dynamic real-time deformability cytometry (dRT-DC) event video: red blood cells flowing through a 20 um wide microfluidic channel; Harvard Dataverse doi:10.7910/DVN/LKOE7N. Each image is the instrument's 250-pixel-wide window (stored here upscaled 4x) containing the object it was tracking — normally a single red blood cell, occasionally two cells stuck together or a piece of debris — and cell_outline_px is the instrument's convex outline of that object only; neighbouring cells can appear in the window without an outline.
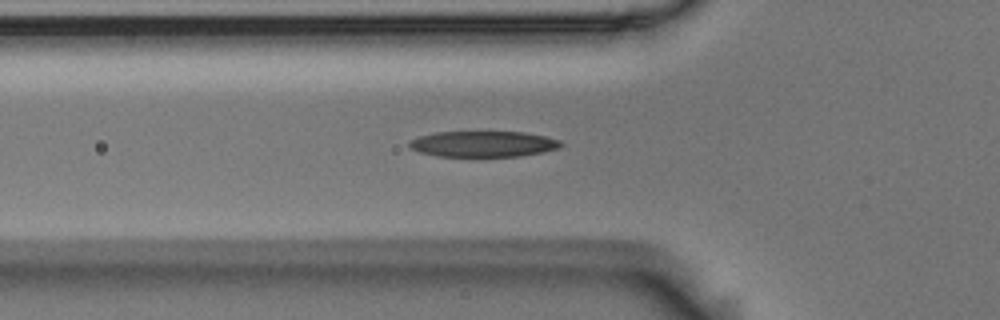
{"species": "Egyptian fruit bat (a non-hibernating species)", "species_latin": "Rousettus aegyptiacus", "temperature_condition": "room temperature", "stored_images_in_passage": 34, "camera_frame_rate_fps": 3000, "um_per_image_px": 0.085, "animal": {"sex": "male"}, "frame": {"image": 1, "passage_image": 2, "time_ms": 0.333, "image_size_px": [1000, 320], "cell_outline_px": [[564, 144], [556, 148], [544, 152], [520, 156], [436, 156], [420, 152], [412, 148], [408, 144], [408, 140], [420, 136], [436, 132], [524, 132], [544, 136], [560, 140]], "centroid_in_image_um": [41.07, 12.23], "position_along_channel_um": 84.7, "area_um2": 22.72}}
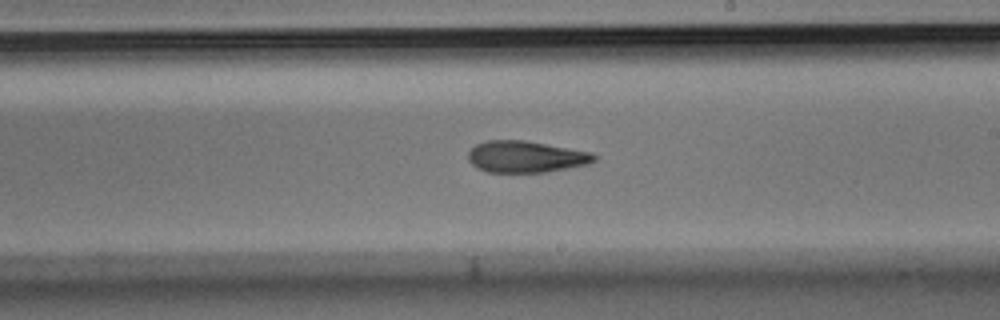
{"frame": {"image": 2, "passage_image": 15, "time_ms": 4.667, "image_size_px": [1000, 320], "cell_outline_px": [[596, 160], [588, 164], [544, 172], [488, 172], [476, 168], [468, 160], [468, 152], [476, 144], [488, 140], [524, 140], [592, 152], [596, 156]], "centroid_in_image_um": [44.67, 13.32], "position_along_channel_um": 244.3, "area_um2": 23.12}}
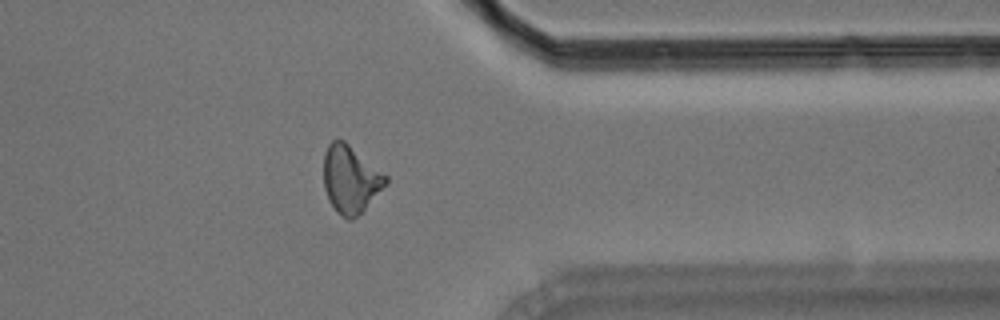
{"frame": {"image": 3, "passage_image": 27, "time_ms": 8.667, "image_size_px": [1000, 320], "cell_outline_px": [[388, 184], [352, 220], [348, 220], [340, 216], [336, 212], [328, 200], [324, 188], [324, 152], [328, 144], [332, 140], [344, 140], [388, 176]], "centroid_in_image_um": [29.78, 15.24], "position_along_channel_um": 381.6, "area_um2": 24.45}}